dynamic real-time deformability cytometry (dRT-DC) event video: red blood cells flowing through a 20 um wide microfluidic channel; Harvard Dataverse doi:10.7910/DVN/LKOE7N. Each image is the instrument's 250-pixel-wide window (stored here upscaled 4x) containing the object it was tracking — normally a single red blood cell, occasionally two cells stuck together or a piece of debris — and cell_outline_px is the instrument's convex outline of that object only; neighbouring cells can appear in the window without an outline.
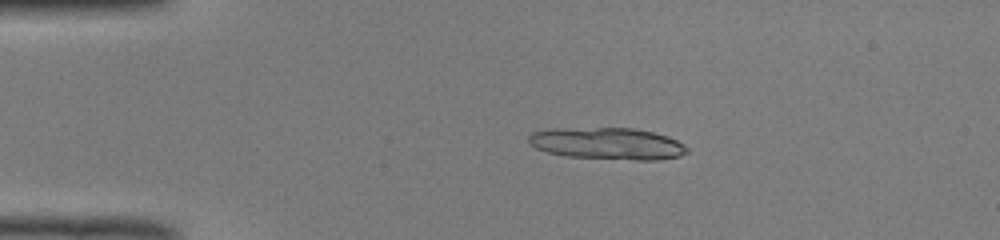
{"species": "common noctule bat (a hibernating species)", "species_latin": "Nyctalus noctula", "temperature_condition": "room temperature", "stored_images_in_passage": 32, "camera_frame_rate_fps": 3000, "um_per_image_px": 0.085, "animal": {"sex": "male", "body_mass_g": 19.0, "forearm_length_mm": 50.8}, "frame": {"image": 1, "passage_image": 10, "time_ms": 3.0, "image_size_px": [1000, 240], "cell_outline_px": [[688, 152], [680, 156], [656, 160], [636, 160], [568, 156], [548, 152], [536, 148], [528, 144], [528, 136], [532, 132], [548, 128], [632, 128], [652, 132], [668, 136], [684, 144], [688, 148]], "centroid_in_image_um": [51.62, 12.19], "position_along_channel_um": 33.4, "area_um2": 29.48}}